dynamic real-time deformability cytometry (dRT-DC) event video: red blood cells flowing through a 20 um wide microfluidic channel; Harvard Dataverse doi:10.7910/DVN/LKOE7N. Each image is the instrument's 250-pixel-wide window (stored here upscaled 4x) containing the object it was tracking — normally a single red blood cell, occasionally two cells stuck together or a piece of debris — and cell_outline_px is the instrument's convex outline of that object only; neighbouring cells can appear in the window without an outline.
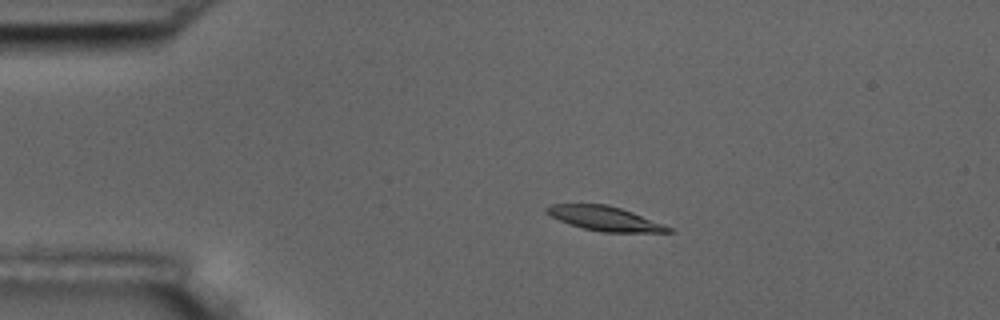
{"species": "common noctule bat (a hibernating species)", "species_latin": "Nyctalus noctula", "temperature_condition": "room temperature", "stored_images_in_passage": 56, "camera_frame_rate_fps": 3000, "um_per_image_px": 0.085, "animal": {"sex": "male", "body_mass_g": 17.5, "forearm_length_mm": 52.3}, "frame": {"image": 1, "passage_image": 11, "time_ms": 3.333, "image_size_px": [1000, 320], "cell_outline_px": [[672, 232], [604, 232], [584, 228], [568, 224], [544, 212], [544, 208], [552, 204], [608, 204], [632, 212], [664, 224], [672, 228]], "centroid_in_image_um": [51.39, 18.57], "position_along_channel_um": 33.6, "area_um2": 17.17}}
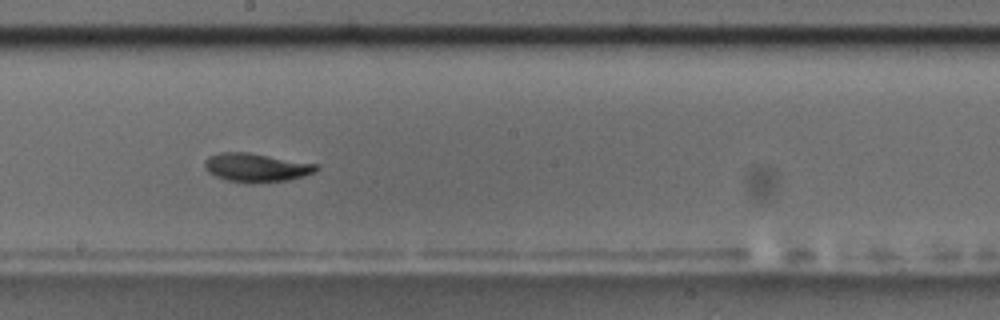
{"frame": {"image": 2, "passage_image": 31, "time_ms": 10.0, "image_size_px": [1000, 320], "cell_outline_px": [[320, 168], [316, 172], [304, 176], [288, 180], [228, 180], [216, 176], [208, 172], [204, 168], [204, 160], [208, 156], [220, 152], [248, 152], [320, 164]], "centroid_in_image_um": [21.82, 14.18], "position_along_channel_um": 226.4, "area_um2": 18.15}}
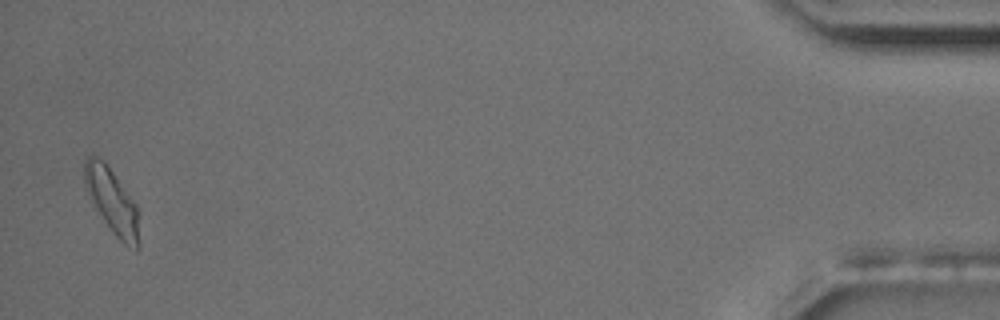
{"frame": {"image": 3, "passage_image": 55, "time_ms": 18.0, "image_size_px": [1000, 320], "cell_outline_px": [[140, 248], [136, 252], [128, 248], [112, 232], [96, 208], [84, 184], [84, 160], [88, 156], [96, 156], [104, 160], [136, 204], [140, 244]], "centroid_in_image_um": [9.54, 17.13], "position_along_channel_um": 425.7, "area_um2": 20.58}, "authors_computed_cell_mechanics": {"area_um2": 18.1203, "velocity_mm_per_s": 3.5561, "shape_relaxation_time_tau1_ms": 6.2819, "shape_relaxation_time_tau2_ms": 4.4297, "deformation_change_tau1": 0.1767, "deformation_change_tau2": 0.0952}}